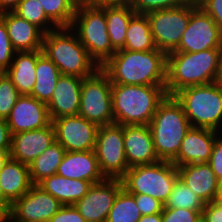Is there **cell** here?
<instances>
[{
	"instance_id": "e575fe53",
	"label": "cell",
	"mask_w": 222,
	"mask_h": 222,
	"mask_svg": "<svg viewBox=\"0 0 222 222\" xmlns=\"http://www.w3.org/2000/svg\"><path fill=\"white\" fill-rule=\"evenodd\" d=\"M20 94L5 72H0V119H7Z\"/></svg>"
},
{
	"instance_id": "f1b7e54d",
	"label": "cell",
	"mask_w": 222,
	"mask_h": 222,
	"mask_svg": "<svg viewBox=\"0 0 222 222\" xmlns=\"http://www.w3.org/2000/svg\"><path fill=\"white\" fill-rule=\"evenodd\" d=\"M66 150L56 141L29 164L30 179L37 185L57 173Z\"/></svg>"
},
{
	"instance_id": "bcb514c9",
	"label": "cell",
	"mask_w": 222,
	"mask_h": 222,
	"mask_svg": "<svg viewBox=\"0 0 222 222\" xmlns=\"http://www.w3.org/2000/svg\"><path fill=\"white\" fill-rule=\"evenodd\" d=\"M21 0H0V13L12 12Z\"/></svg>"
},
{
	"instance_id": "7bdbcfd3",
	"label": "cell",
	"mask_w": 222,
	"mask_h": 222,
	"mask_svg": "<svg viewBox=\"0 0 222 222\" xmlns=\"http://www.w3.org/2000/svg\"><path fill=\"white\" fill-rule=\"evenodd\" d=\"M202 217L205 222H222V203L218 200L206 203Z\"/></svg>"
},
{
	"instance_id": "11a10c76",
	"label": "cell",
	"mask_w": 222,
	"mask_h": 222,
	"mask_svg": "<svg viewBox=\"0 0 222 222\" xmlns=\"http://www.w3.org/2000/svg\"><path fill=\"white\" fill-rule=\"evenodd\" d=\"M195 222H205V219L201 216V217L198 218Z\"/></svg>"
},
{
	"instance_id": "5bb4252c",
	"label": "cell",
	"mask_w": 222,
	"mask_h": 222,
	"mask_svg": "<svg viewBox=\"0 0 222 222\" xmlns=\"http://www.w3.org/2000/svg\"><path fill=\"white\" fill-rule=\"evenodd\" d=\"M56 142L66 151L94 150L99 126L80 115L52 120Z\"/></svg>"
},
{
	"instance_id": "f5cc1de1",
	"label": "cell",
	"mask_w": 222,
	"mask_h": 222,
	"mask_svg": "<svg viewBox=\"0 0 222 222\" xmlns=\"http://www.w3.org/2000/svg\"><path fill=\"white\" fill-rule=\"evenodd\" d=\"M6 216V214L0 209V221Z\"/></svg>"
},
{
	"instance_id": "ee69618b",
	"label": "cell",
	"mask_w": 222,
	"mask_h": 222,
	"mask_svg": "<svg viewBox=\"0 0 222 222\" xmlns=\"http://www.w3.org/2000/svg\"><path fill=\"white\" fill-rule=\"evenodd\" d=\"M11 132L5 119H0V150H10Z\"/></svg>"
},
{
	"instance_id": "6da1fadb",
	"label": "cell",
	"mask_w": 222,
	"mask_h": 222,
	"mask_svg": "<svg viewBox=\"0 0 222 222\" xmlns=\"http://www.w3.org/2000/svg\"><path fill=\"white\" fill-rule=\"evenodd\" d=\"M167 54L161 50L121 49L101 67L112 84L165 85Z\"/></svg>"
},
{
	"instance_id": "7c38bea8",
	"label": "cell",
	"mask_w": 222,
	"mask_h": 222,
	"mask_svg": "<svg viewBox=\"0 0 222 222\" xmlns=\"http://www.w3.org/2000/svg\"><path fill=\"white\" fill-rule=\"evenodd\" d=\"M208 49H222V31L198 5L191 12L179 46L173 52H200Z\"/></svg>"
},
{
	"instance_id": "d4e9b609",
	"label": "cell",
	"mask_w": 222,
	"mask_h": 222,
	"mask_svg": "<svg viewBox=\"0 0 222 222\" xmlns=\"http://www.w3.org/2000/svg\"><path fill=\"white\" fill-rule=\"evenodd\" d=\"M92 185L90 181L65 178L57 173L44 178L37 184L62 205H74L88 193Z\"/></svg>"
},
{
	"instance_id": "ba28073f",
	"label": "cell",
	"mask_w": 222,
	"mask_h": 222,
	"mask_svg": "<svg viewBox=\"0 0 222 222\" xmlns=\"http://www.w3.org/2000/svg\"><path fill=\"white\" fill-rule=\"evenodd\" d=\"M178 178L177 167L171 161L160 160L130 167L121 180L129 193L149 195L165 204Z\"/></svg>"
},
{
	"instance_id": "83f0119b",
	"label": "cell",
	"mask_w": 222,
	"mask_h": 222,
	"mask_svg": "<svg viewBox=\"0 0 222 222\" xmlns=\"http://www.w3.org/2000/svg\"><path fill=\"white\" fill-rule=\"evenodd\" d=\"M60 75L61 73L56 64L43 53L37 59L35 68L36 81L30 95L47 104L52 98Z\"/></svg>"
},
{
	"instance_id": "681fc988",
	"label": "cell",
	"mask_w": 222,
	"mask_h": 222,
	"mask_svg": "<svg viewBox=\"0 0 222 222\" xmlns=\"http://www.w3.org/2000/svg\"><path fill=\"white\" fill-rule=\"evenodd\" d=\"M10 150H0V171L5 167L7 162L11 159Z\"/></svg>"
},
{
	"instance_id": "d6986e66",
	"label": "cell",
	"mask_w": 222,
	"mask_h": 222,
	"mask_svg": "<svg viewBox=\"0 0 222 222\" xmlns=\"http://www.w3.org/2000/svg\"><path fill=\"white\" fill-rule=\"evenodd\" d=\"M124 149L129 167L160 161L148 125H123Z\"/></svg>"
},
{
	"instance_id": "603a6c76",
	"label": "cell",
	"mask_w": 222,
	"mask_h": 222,
	"mask_svg": "<svg viewBox=\"0 0 222 222\" xmlns=\"http://www.w3.org/2000/svg\"><path fill=\"white\" fill-rule=\"evenodd\" d=\"M5 22L13 49L16 52L42 50L44 32L36 25L13 12L0 13Z\"/></svg>"
},
{
	"instance_id": "db71d44e",
	"label": "cell",
	"mask_w": 222,
	"mask_h": 222,
	"mask_svg": "<svg viewBox=\"0 0 222 222\" xmlns=\"http://www.w3.org/2000/svg\"><path fill=\"white\" fill-rule=\"evenodd\" d=\"M0 222H9V215H6Z\"/></svg>"
},
{
	"instance_id": "4316f807",
	"label": "cell",
	"mask_w": 222,
	"mask_h": 222,
	"mask_svg": "<svg viewBox=\"0 0 222 222\" xmlns=\"http://www.w3.org/2000/svg\"><path fill=\"white\" fill-rule=\"evenodd\" d=\"M135 11L130 4L126 5H105V18L107 22V33L110 44L115 51L125 46L126 31Z\"/></svg>"
},
{
	"instance_id": "1f68e13d",
	"label": "cell",
	"mask_w": 222,
	"mask_h": 222,
	"mask_svg": "<svg viewBox=\"0 0 222 222\" xmlns=\"http://www.w3.org/2000/svg\"><path fill=\"white\" fill-rule=\"evenodd\" d=\"M47 17L57 27H70L76 13L78 0H39Z\"/></svg>"
},
{
	"instance_id": "7a4b0ae2",
	"label": "cell",
	"mask_w": 222,
	"mask_h": 222,
	"mask_svg": "<svg viewBox=\"0 0 222 222\" xmlns=\"http://www.w3.org/2000/svg\"><path fill=\"white\" fill-rule=\"evenodd\" d=\"M221 53L222 49L168 53L166 94L174 96L187 87L217 82Z\"/></svg>"
},
{
	"instance_id": "816d5d0a",
	"label": "cell",
	"mask_w": 222,
	"mask_h": 222,
	"mask_svg": "<svg viewBox=\"0 0 222 222\" xmlns=\"http://www.w3.org/2000/svg\"><path fill=\"white\" fill-rule=\"evenodd\" d=\"M217 200L222 203V181L220 182V190H219V195H218Z\"/></svg>"
},
{
	"instance_id": "277c9868",
	"label": "cell",
	"mask_w": 222,
	"mask_h": 222,
	"mask_svg": "<svg viewBox=\"0 0 222 222\" xmlns=\"http://www.w3.org/2000/svg\"><path fill=\"white\" fill-rule=\"evenodd\" d=\"M42 51L63 75L85 78L100 68L70 27H58L45 33Z\"/></svg>"
},
{
	"instance_id": "5b68a950",
	"label": "cell",
	"mask_w": 222,
	"mask_h": 222,
	"mask_svg": "<svg viewBox=\"0 0 222 222\" xmlns=\"http://www.w3.org/2000/svg\"><path fill=\"white\" fill-rule=\"evenodd\" d=\"M154 148L160 160L172 161L179 153L182 140L191 125L181 103L166 95L149 123Z\"/></svg>"
},
{
	"instance_id": "60d3db41",
	"label": "cell",
	"mask_w": 222,
	"mask_h": 222,
	"mask_svg": "<svg viewBox=\"0 0 222 222\" xmlns=\"http://www.w3.org/2000/svg\"><path fill=\"white\" fill-rule=\"evenodd\" d=\"M198 4L222 31V0H198Z\"/></svg>"
},
{
	"instance_id": "4dcf8cb0",
	"label": "cell",
	"mask_w": 222,
	"mask_h": 222,
	"mask_svg": "<svg viewBox=\"0 0 222 222\" xmlns=\"http://www.w3.org/2000/svg\"><path fill=\"white\" fill-rule=\"evenodd\" d=\"M141 216L134 196L123 187L115 198L106 222H138Z\"/></svg>"
},
{
	"instance_id": "f6af8a7d",
	"label": "cell",
	"mask_w": 222,
	"mask_h": 222,
	"mask_svg": "<svg viewBox=\"0 0 222 222\" xmlns=\"http://www.w3.org/2000/svg\"><path fill=\"white\" fill-rule=\"evenodd\" d=\"M84 2L94 6H103V5H126L130 4L131 0H85Z\"/></svg>"
},
{
	"instance_id": "8992f818",
	"label": "cell",
	"mask_w": 222,
	"mask_h": 222,
	"mask_svg": "<svg viewBox=\"0 0 222 222\" xmlns=\"http://www.w3.org/2000/svg\"><path fill=\"white\" fill-rule=\"evenodd\" d=\"M174 96L181 103L191 127L222 133V84L212 82L187 87Z\"/></svg>"
},
{
	"instance_id": "30bf717a",
	"label": "cell",
	"mask_w": 222,
	"mask_h": 222,
	"mask_svg": "<svg viewBox=\"0 0 222 222\" xmlns=\"http://www.w3.org/2000/svg\"><path fill=\"white\" fill-rule=\"evenodd\" d=\"M198 1L170 9L154 10L146 13L155 46L166 54L173 52L186 30L191 12L198 6Z\"/></svg>"
},
{
	"instance_id": "e0dca14e",
	"label": "cell",
	"mask_w": 222,
	"mask_h": 222,
	"mask_svg": "<svg viewBox=\"0 0 222 222\" xmlns=\"http://www.w3.org/2000/svg\"><path fill=\"white\" fill-rule=\"evenodd\" d=\"M222 133L199 127H191L181 143L178 155L171 161L176 167L186 164L208 163L216 139Z\"/></svg>"
},
{
	"instance_id": "d590c367",
	"label": "cell",
	"mask_w": 222,
	"mask_h": 222,
	"mask_svg": "<svg viewBox=\"0 0 222 222\" xmlns=\"http://www.w3.org/2000/svg\"><path fill=\"white\" fill-rule=\"evenodd\" d=\"M189 1L190 0H131L130 6L136 14H146L154 10L176 8Z\"/></svg>"
},
{
	"instance_id": "ffe728a7",
	"label": "cell",
	"mask_w": 222,
	"mask_h": 222,
	"mask_svg": "<svg viewBox=\"0 0 222 222\" xmlns=\"http://www.w3.org/2000/svg\"><path fill=\"white\" fill-rule=\"evenodd\" d=\"M82 79L77 76L61 74L47 103L51 121L63 116H75L79 113Z\"/></svg>"
},
{
	"instance_id": "3957f363",
	"label": "cell",
	"mask_w": 222,
	"mask_h": 222,
	"mask_svg": "<svg viewBox=\"0 0 222 222\" xmlns=\"http://www.w3.org/2000/svg\"><path fill=\"white\" fill-rule=\"evenodd\" d=\"M112 113L119 125H149L166 97L165 85L112 84Z\"/></svg>"
},
{
	"instance_id": "836d02e7",
	"label": "cell",
	"mask_w": 222,
	"mask_h": 222,
	"mask_svg": "<svg viewBox=\"0 0 222 222\" xmlns=\"http://www.w3.org/2000/svg\"><path fill=\"white\" fill-rule=\"evenodd\" d=\"M205 203L180 178L174 183L164 207L203 210Z\"/></svg>"
},
{
	"instance_id": "44dd1931",
	"label": "cell",
	"mask_w": 222,
	"mask_h": 222,
	"mask_svg": "<svg viewBox=\"0 0 222 222\" xmlns=\"http://www.w3.org/2000/svg\"><path fill=\"white\" fill-rule=\"evenodd\" d=\"M179 178L206 204L218 199L220 181L208 163L177 166Z\"/></svg>"
},
{
	"instance_id": "7dc6e473",
	"label": "cell",
	"mask_w": 222,
	"mask_h": 222,
	"mask_svg": "<svg viewBox=\"0 0 222 222\" xmlns=\"http://www.w3.org/2000/svg\"><path fill=\"white\" fill-rule=\"evenodd\" d=\"M11 202L4 196L3 189L0 186V209L6 214L9 215L11 208Z\"/></svg>"
},
{
	"instance_id": "f35d334b",
	"label": "cell",
	"mask_w": 222,
	"mask_h": 222,
	"mask_svg": "<svg viewBox=\"0 0 222 222\" xmlns=\"http://www.w3.org/2000/svg\"><path fill=\"white\" fill-rule=\"evenodd\" d=\"M132 195L142 215L162 213L164 204L160 200L145 194Z\"/></svg>"
},
{
	"instance_id": "f907efd6",
	"label": "cell",
	"mask_w": 222,
	"mask_h": 222,
	"mask_svg": "<svg viewBox=\"0 0 222 222\" xmlns=\"http://www.w3.org/2000/svg\"><path fill=\"white\" fill-rule=\"evenodd\" d=\"M217 82L222 84V53H221V58H220V71H219Z\"/></svg>"
},
{
	"instance_id": "8d00e7d4",
	"label": "cell",
	"mask_w": 222,
	"mask_h": 222,
	"mask_svg": "<svg viewBox=\"0 0 222 222\" xmlns=\"http://www.w3.org/2000/svg\"><path fill=\"white\" fill-rule=\"evenodd\" d=\"M15 52L6 24L0 18V72H4L11 65Z\"/></svg>"
},
{
	"instance_id": "484cf974",
	"label": "cell",
	"mask_w": 222,
	"mask_h": 222,
	"mask_svg": "<svg viewBox=\"0 0 222 222\" xmlns=\"http://www.w3.org/2000/svg\"><path fill=\"white\" fill-rule=\"evenodd\" d=\"M0 186L11 203L22 197L33 186L29 165L10 159L0 171Z\"/></svg>"
},
{
	"instance_id": "74e56055",
	"label": "cell",
	"mask_w": 222,
	"mask_h": 222,
	"mask_svg": "<svg viewBox=\"0 0 222 222\" xmlns=\"http://www.w3.org/2000/svg\"><path fill=\"white\" fill-rule=\"evenodd\" d=\"M202 216V210L164 207L161 213L163 222H195Z\"/></svg>"
},
{
	"instance_id": "8fae6325",
	"label": "cell",
	"mask_w": 222,
	"mask_h": 222,
	"mask_svg": "<svg viewBox=\"0 0 222 222\" xmlns=\"http://www.w3.org/2000/svg\"><path fill=\"white\" fill-rule=\"evenodd\" d=\"M105 178L122 179L130 168L124 149L123 125L99 126L94 149Z\"/></svg>"
},
{
	"instance_id": "4fadbf2b",
	"label": "cell",
	"mask_w": 222,
	"mask_h": 222,
	"mask_svg": "<svg viewBox=\"0 0 222 222\" xmlns=\"http://www.w3.org/2000/svg\"><path fill=\"white\" fill-rule=\"evenodd\" d=\"M62 206L54 196L33 185L11 204L9 217L15 222H48Z\"/></svg>"
},
{
	"instance_id": "f546056e",
	"label": "cell",
	"mask_w": 222,
	"mask_h": 222,
	"mask_svg": "<svg viewBox=\"0 0 222 222\" xmlns=\"http://www.w3.org/2000/svg\"><path fill=\"white\" fill-rule=\"evenodd\" d=\"M125 46L130 51H151L157 49L146 14H135L126 31Z\"/></svg>"
},
{
	"instance_id": "2e32d148",
	"label": "cell",
	"mask_w": 222,
	"mask_h": 222,
	"mask_svg": "<svg viewBox=\"0 0 222 222\" xmlns=\"http://www.w3.org/2000/svg\"><path fill=\"white\" fill-rule=\"evenodd\" d=\"M11 135L44 128L52 121L47 104L31 95H20L6 119Z\"/></svg>"
},
{
	"instance_id": "cb8c5ba5",
	"label": "cell",
	"mask_w": 222,
	"mask_h": 222,
	"mask_svg": "<svg viewBox=\"0 0 222 222\" xmlns=\"http://www.w3.org/2000/svg\"><path fill=\"white\" fill-rule=\"evenodd\" d=\"M42 54V50L15 52L11 65L4 71L20 95L32 93L37 59Z\"/></svg>"
},
{
	"instance_id": "9c48e42d",
	"label": "cell",
	"mask_w": 222,
	"mask_h": 222,
	"mask_svg": "<svg viewBox=\"0 0 222 222\" xmlns=\"http://www.w3.org/2000/svg\"><path fill=\"white\" fill-rule=\"evenodd\" d=\"M111 89L109 76L101 68L83 78L78 115L98 126L114 124Z\"/></svg>"
},
{
	"instance_id": "b9f144b4",
	"label": "cell",
	"mask_w": 222,
	"mask_h": 222,
	"mask_svg": "<svg viewBox=\"0 0 222 222\" xmlns=\"http://www.w3.org/2000/svg\"><path fill=\"white\" fill-rule=\"evenodd\" d=\"M212 171L215 173L217 179L222 181V134L216 139L211 158L208 161Z\"/></svg>"
},
{
	"instance_id": "7402d4cb",
	"label": "cell",
	"mask_w": 222,
	"mask_h": 222,
	"mask_svg": "<svg viewBox=\"0 0 222 222\" xmlns=\"http://www.w3.org/2000/svg\"><path fill=\"white\" fill-rule=\"evenodd\" d=\"M57 174L65 178L90 181L93 184L106 179L100 170L94 150L66 151Z\"/></svg>"
},
{
	"instance_id": "9a60e30c",
	"label": "cell",
	"mask_w": 222,
	"mask_h": 222,
	"mask_svg": "<svg viewBox=\"0 0 222 222\" xmlns=\"http://www.w3.org/2000/svg\"><path fill=\"white\" fill-rule=\"evenodd\" d=\"M121 179H109L93 184L88 193L74 206L87 222H106L118 192Z\"/></svg>"
},
{
	"instance_id": "52a82bcc",
	"label": "cell",
	"mask_w": 222,
	"mask_h": 222,
	"mask_svg": "<svg viewBox=\"0 0 222 222\" xmlns=\"http://www.w3.org/2000/svg\"><path fill=\"white\" fill-rule=\"evenodd\" d=\"M70 28L100 68L116 52L107 33L105 5L94 6L79 2Z\"/></svg>"
},
{
	"instance_id": "ab89813d",
	"label": "cell",
	"mask_w": 222,
	"mask_h": 222,
	"mask_svg": "<svg viewBox=\"0 0 222 222\" xmlns=\"http://www.w3.org/2000/svg\"><path fill=\"white\" fill-rule=\"evenodd\" d=\"M48 222H87L74 205H63Z\"/></svg>"
},
{
	"instance_id": "c3c4849f",
	"label": "cell",
	"mask_w": 222,
	"mask_h": 222,
	"mask_svg": "<svg viewBox=\"0 0 222 222\" xmlns=\"http://www.w3.org/2000/svg\"><path fill=\"white\" fill-rule=\"evenodd\" d=\"M138 222H163L161 213L142 215Z\"/></svg>"
},
{
	"instance_id": "ac0fdd59",
	"label": "cell",
	"mask_w": 222,
	"mask_h": 222,
	"mask_svg": "<svg viewBox=\"0 0 222 222\" xmlns=\"http://www.w3.org/2000/svg\"><path fill=\"white\" fill-rule=\"evenodd\" d=\"M56 141L52 122L41 129L11 135V159L29 165Z\"/></svg>"
},
{
	"instance_id": "d6a6232c",
	"label": "cell",
	"mask_w": 222,
	"mask_h": 222,
	"mask_svg": "<svg viewBox=\"0 0 222 222\" xmlns=\"http://www.w3.org/2000/svg\"><path fill=\"white\" fill-rule=\"evenodd\" d=\"M12 12L18 17L27 20L29 23L36 25L44 33L58 28L47 17L39 0H21Z\"/></svg>"
}]
</instances>
